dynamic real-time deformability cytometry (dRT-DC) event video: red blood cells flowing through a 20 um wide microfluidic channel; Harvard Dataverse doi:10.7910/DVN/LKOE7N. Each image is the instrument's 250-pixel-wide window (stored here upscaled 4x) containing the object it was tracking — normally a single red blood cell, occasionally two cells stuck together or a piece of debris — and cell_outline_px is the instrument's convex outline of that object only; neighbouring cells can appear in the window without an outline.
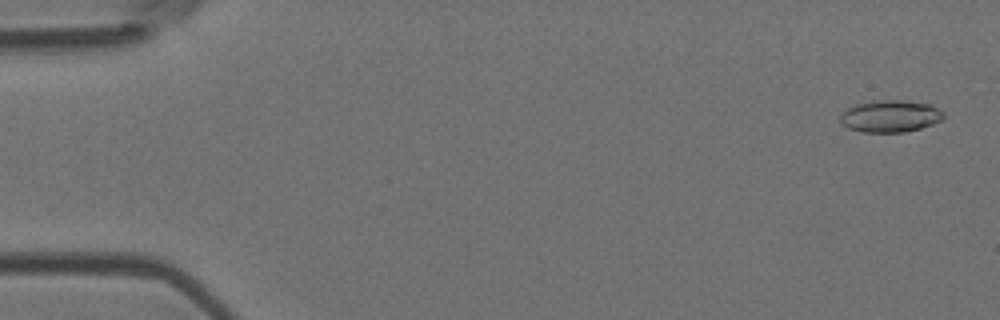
{"species": "Egyptian fruit bat (a non-hibernating species)", "species_latin": "Rousettus aegyptiacus", "temperature_condition": "room temperature", "stored_images_in_passage": 4, "camera_frame_rate_fps": 3000, "um_per_image_px": 0.085, "animal": {"sex": "female"}, "frame": {"image": 1, "passage_image": 1, "time_ms": 0.0, "image_size_px": [1000, 320], "cell_outline_px": [[944, 120], [920, 128], [904, 132], [860, 132], [848, 128], [840, 124], [840, 116], [848, 108], [856, 104], [880, 100], [900, 100], [928, 104], [944, 112]], "centroid_in_image_um": [75.66, 9.89], "position_along_channel_um": 9.3, "area_um2": 19.19}}